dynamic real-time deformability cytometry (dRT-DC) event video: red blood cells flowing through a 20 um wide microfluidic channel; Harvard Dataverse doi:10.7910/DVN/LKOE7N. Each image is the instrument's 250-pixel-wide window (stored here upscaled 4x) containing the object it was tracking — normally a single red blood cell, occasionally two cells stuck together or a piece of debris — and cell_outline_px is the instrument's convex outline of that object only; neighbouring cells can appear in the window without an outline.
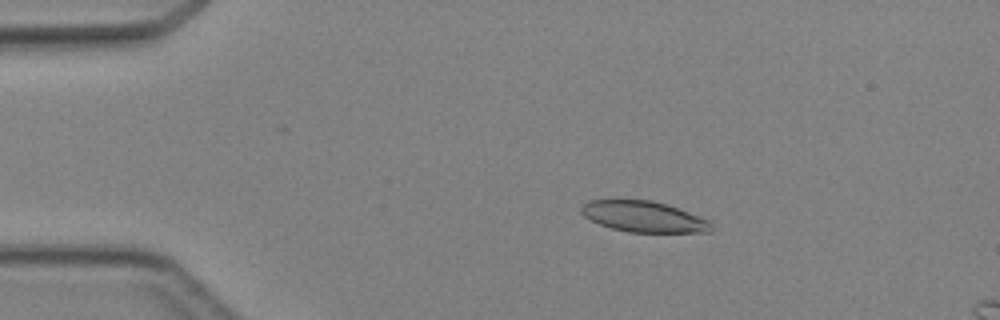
{"species": "Egyptian fruit bat (a non-hibernating species)", "species_latin": "Rousettus aegyptiacus", "temperature_condition": "cold", "stored_images_in_passage": 4, "camera_frame_rate_fps": 3000, "um_per_image_px": 0.085, "animal": {"sex": "female"}, "frame": {"image": 1, "passage_image": 2, "time_ms": 1.333, "image_size_px": [1000, 320], "cell_outline_px": [[712, 228], [708, 232], [628, 232], [612, 228], [600, 224], [584, 216], [580, 212], [580, 208], [588, 200], [652, 200], [712, 220]], "centroid_in_image_um": [54.72, 18.42], "position_along_channel_um": 30.3, "area_um2": 23.24}}